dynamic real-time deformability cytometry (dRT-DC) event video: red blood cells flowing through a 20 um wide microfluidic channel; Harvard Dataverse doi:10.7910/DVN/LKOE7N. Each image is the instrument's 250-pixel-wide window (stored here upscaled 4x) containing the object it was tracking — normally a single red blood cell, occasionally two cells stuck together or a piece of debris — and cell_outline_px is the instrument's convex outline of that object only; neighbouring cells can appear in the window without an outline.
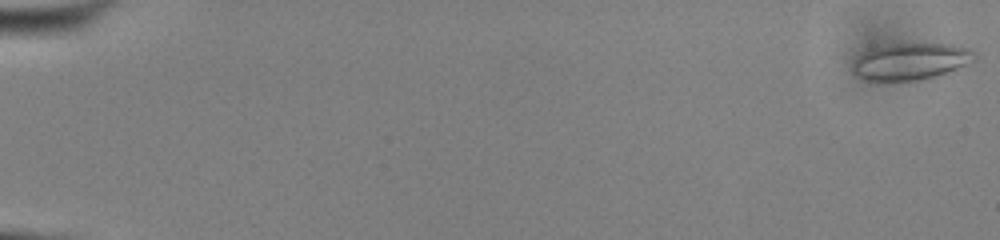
{"species": "common noctule bat (a hibernating species)", "species_latin": "Nyctalus noctula", "temperature_condition": "cold", "stored_images_in_passage": 54, "camera_frame_rate_fps": 3000, "um_per_image_px": 0.085, "animal": {"sex": "male", "body_mass_g": 13.0, "forearm_length_mm": 53.1}, "frame": {"image": 1, "passage_image": 1, "time_ms": 0.0, "image_size_px": [1000, 240], "cell_outline_px": [[976, 60], [956, 68], [932, 76], [916, 80], [868, 80], [856, 76], [852, 72], [852, 60], [864, 52], [872, 48], [892, 44], [952, 44], [968, 48], [976, 52]], "centroid_in_image_um": [77.37, 5.2], "position_along_channel_um": 7.6, "area_um2": 25.72}}
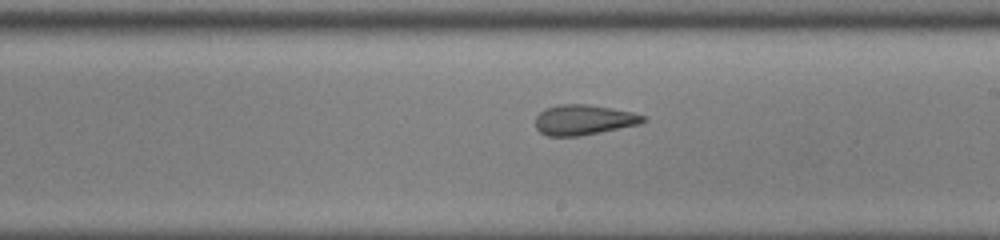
{"frame": {"image": 2, "passage_image": 33, "time_ms": 10.667, "image_size_px": [1000, 240], "cell_outline_px": [[648, 120], [640, 124], [580, 136], [548, 136], [540, 132], [536, 128], [536, 116], [544, 108], [560, 104], [588, 104], [612, 108], [632, 112], [648, 116]], "centroid_in_image_um": [49.64, 10.18], "position_along_channel_um": 239.4, "area_um2": 19.13}}
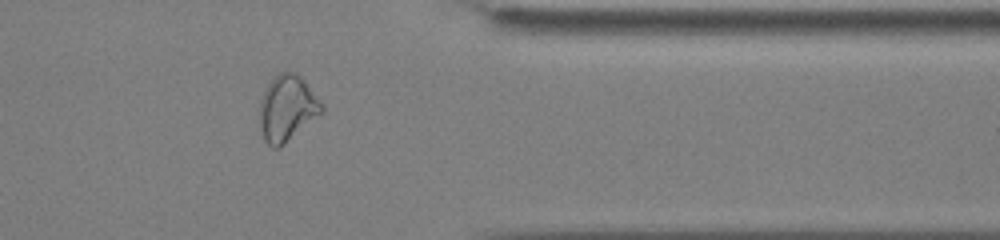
{"frame": {"image": 3, "passage_image": 45, "time_ms": 14.667, "image_size_px": [1000, 240], "cell_outline_px": [[324, 112], [280, 148], [272, 148], [264, 140], [260, 128], [260, 104], [264, 92], [272, 76], [280, 72], [296, 72], [304, 80], [324, 104]], "centroid_in_image_um": [24.43, 9.21], "position_along_channel_um": 387.0, "area_um2": 24.1}, "authors_computed_cell_mechanics": {"area_um2": 21.5305, "velocity_mm_per_s": 3.9091, "shape_relaxation_time_tau1_ms": 5.0361, "shape_relaxation_time_tau2_ms": 1.7658, "deformation_change_tau1": 0.1493, "deformation_change_tau2": 0.1122}}